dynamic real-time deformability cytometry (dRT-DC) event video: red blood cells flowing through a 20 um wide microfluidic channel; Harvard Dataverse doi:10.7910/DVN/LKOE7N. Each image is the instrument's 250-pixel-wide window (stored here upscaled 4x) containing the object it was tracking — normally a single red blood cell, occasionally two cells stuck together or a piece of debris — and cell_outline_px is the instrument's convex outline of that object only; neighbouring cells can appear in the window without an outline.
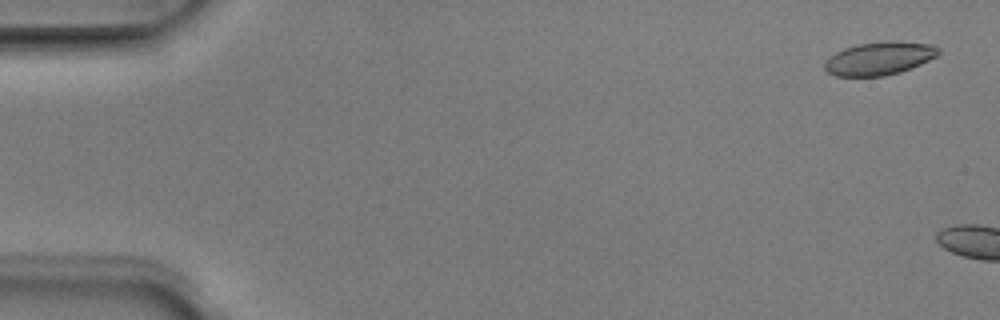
{"species": "Egyptian fruit bat (a non-hibernating species)", "species_latin": "Rousettus aegyptiacus", "temperature_condition": "room temperature", "stored_images_in_passage": 2, "camera_frame_rate_fps": 3000, "um_per_image_px": 0.085, "animal": {"sex": "male"}, "frame": {"image": 1, "passage_image": 1, "time_ms": 0.0, "image_size_px": [1000, 320], "cell_outline_px": [[940, 52], [936, 56], [920, 64], [900, 72], [884, 76], [836, 76], [828, 72], [824, 68], [824, 64], [836, 52], [844, 48], [856, 44], [892, 40], [932, 44], [940, 48]], "centroid_in_image_um": [74.77, 4.95], "position_along_channel_um": 10.2, "area_um2": 21.91}}